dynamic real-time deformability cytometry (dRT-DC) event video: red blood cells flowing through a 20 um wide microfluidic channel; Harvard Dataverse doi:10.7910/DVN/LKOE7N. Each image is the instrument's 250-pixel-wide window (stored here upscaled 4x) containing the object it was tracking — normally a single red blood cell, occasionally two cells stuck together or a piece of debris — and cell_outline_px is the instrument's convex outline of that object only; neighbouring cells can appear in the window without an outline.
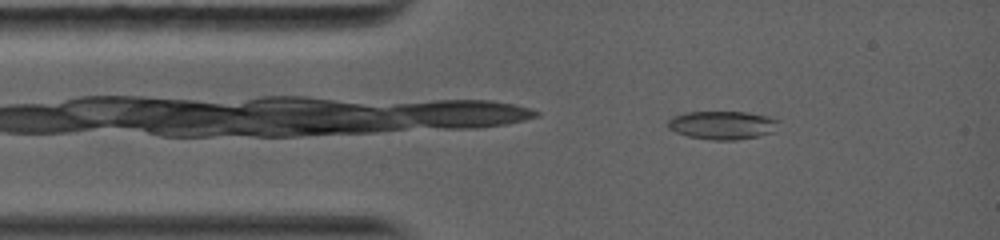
{"species": "common noctule bat (a hibernating species)", "species_latin": "Nyctalus noctula", "temperature_condition": "warm", "stored_images_in_passage": 63, "camera_frame_rate_fps": 5000, "um_per_image_px": 0.085, "animal": {"sex": "female", "body_mass_g": 19.0, "forearm_length_mm": 56.7}, "frame": {"image": 1, "passage_image": 8, "time_ms": 1.4, "image_size_px": [1000, 240], "cell_outline_px": [[780, 120], [776, 132], [736, 140], [712, 140], [688, 136], [676, 132], [668, 128], [668, 120], [672, 116], [684, 112], [748, 112], [768, 116]], "centroid_in_image_um": [61.43, 10.63], "position_along_channel_um": 23.6, "area_um2": 18.5}}
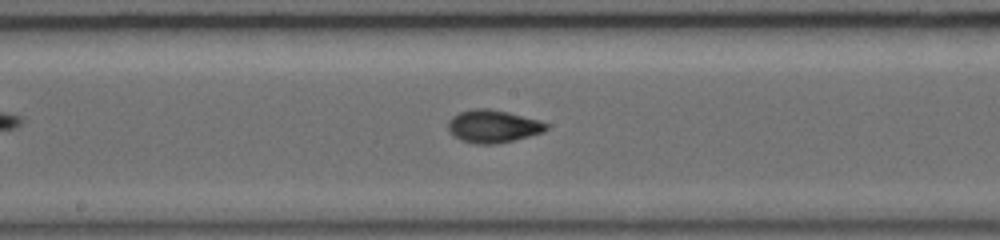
{"frame": {"image": 2, "passage_image": 33, "time_ms": 6.4, "image_size_px": [1000, 240], "cell_outline_px": [[548, 128], [544, 132], [496, 144], [476, 144], [460, 140], [452, 136], [448, 128], [448, 120], [452, 116], [460, 112], [472, 108], [488, 108], [508, 112], [540, 120], [548, 124]], "centroid_in_image_um": [41.88, 10.73], "position_along_channel_um": 206.3, "area_um2": 18.84}}
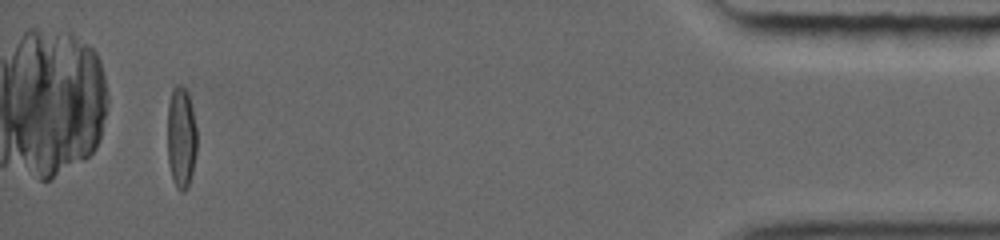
{"frame": {"image": 3, "passage_image": 60, "time_ms": 13.6, "image_size_px": [1000, 240], "cell_outline_px": [[196, 152], [192, 172], [188, 188], [184, 192], [180, 192], [176, 188], [172, 180], [168, 164], [168, 104], [172, 88], [176, 84], [180, 84], [188, 92], [192, 108], [196, 128]], "centroid_in_image_um": [15.39, 11.71], "position_along_channel_um": 419.8, "area_um2": 17.63}, "authors_computed_cell_mechanics": {"area_um2": 17.9758, "velocity_mm_per_s": 4.1754, "shape_relaxation_time_tau1_ms": null, "shape_relaxation_time_tau2_ms": 1.3245, "deformation_change_tau1": null, "deformation_change_tau2": 0.0559}}